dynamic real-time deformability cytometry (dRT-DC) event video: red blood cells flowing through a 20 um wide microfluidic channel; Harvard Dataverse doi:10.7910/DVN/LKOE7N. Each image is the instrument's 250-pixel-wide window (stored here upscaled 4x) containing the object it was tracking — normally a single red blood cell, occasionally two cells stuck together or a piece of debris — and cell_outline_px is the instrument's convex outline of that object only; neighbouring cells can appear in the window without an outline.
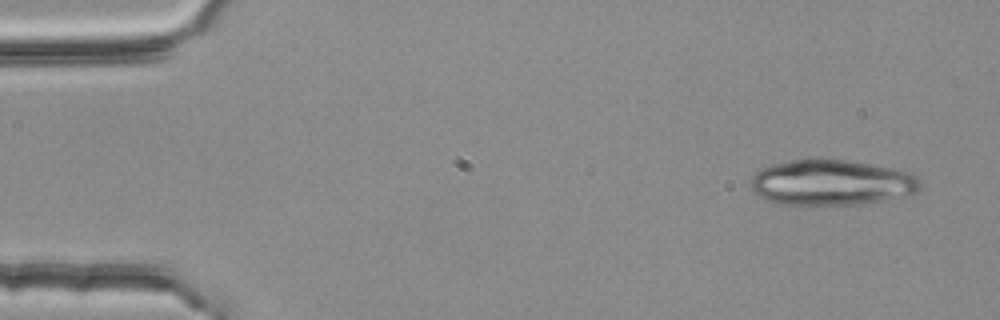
{"species": "common noctule bat (a hibernating species)", "species_latin": "Nyctalus noctula", "temperature_condition": "room temperature", "stored_images_in_passage": 3, "camera_frame_rate_fps": 3000, "um_per_image_px": 0.085, "animal": {"sex": "female", "body_mass_g": 25.1}, "frame": {"image": 1, "passage_image": 1, "time_ms": 0.0, "image_size_px": [1000, 320], "cell_outline_px": [[924, 184], [916, 192], [904, 196], [884, 200], [860, 204], [784, 204], [768, 200], [760, 196], [752, 188], [752, 176], [756, 172], [764, 168], [776, 164], [792, 160], [812, 156], [816, 156], [848, 160], [908, 172], [916, 176]], "centroid_in_image_um": [70.7, 15.49], "position_along_channel_um": 14.3, "area_um2": 44.97}}